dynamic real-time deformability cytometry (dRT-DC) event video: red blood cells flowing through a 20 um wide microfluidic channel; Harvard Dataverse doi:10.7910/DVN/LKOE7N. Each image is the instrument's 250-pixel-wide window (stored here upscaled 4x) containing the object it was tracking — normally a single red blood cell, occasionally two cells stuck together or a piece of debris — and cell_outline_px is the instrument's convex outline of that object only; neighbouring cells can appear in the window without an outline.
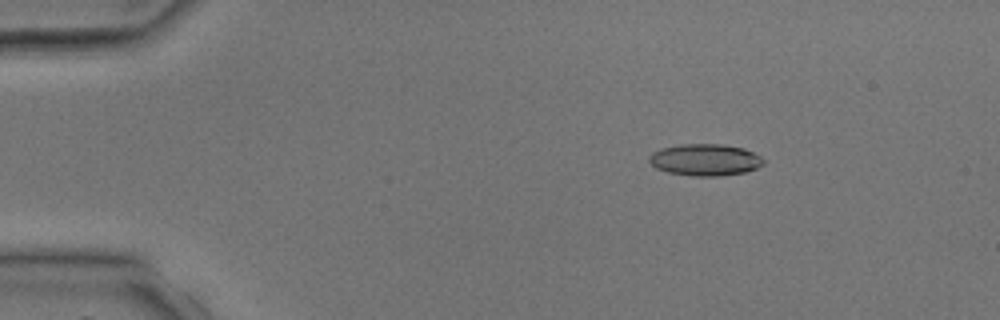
{"species": "common noctule bat (a hibernating species)", "species_latin": "Nyctalus noctula", "temperature_condition": "room temperature", "stored_images_in_passage": 3, "camera_frame_rate_fps": 3000, "um_per_image_px": 0.085, "animal": {"sex": "male", "body_mass_g": 17.9, "forearm_length_mm": 54.2}, "frame": {"image": 1, "passage_image": 1, "time_ms": 0.0, "image_size_px": [1000, 320], "cell_outline_px": [[764, 164], [756, 168], [744, 172], [720, 176], [692, 176], [668, 172], [656, 168], [648, 160], [648, 156], [652, 152], [660, 148], [680, 144], [720, 144], [744, 148], [760, 156], [764, 160]], "centroid_in_image_um": [59.91, 13.58], "position_along_channel_um": 25.1, "area_um2": 21.21}}
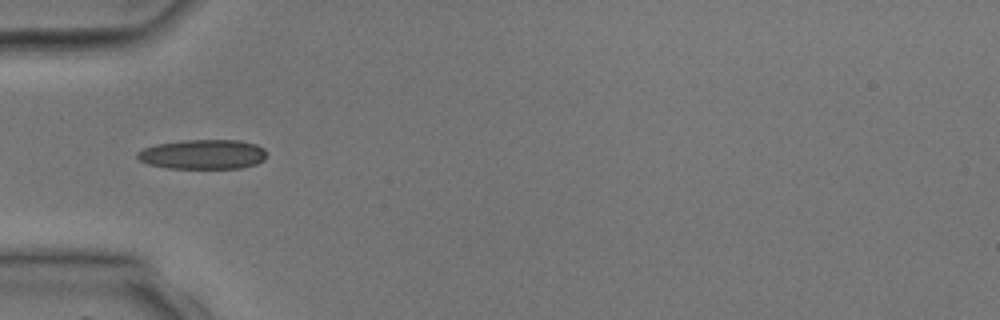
{"frame": {"image": 2, "passage_image": 3, "time_ms": 2.333, "image_size_px": [1000, 320], "cell_outline_px": [[268, 156], [264, 160], [256, 164], [240, 168], [168, 168], [148, 164], [140, 160], [136, 156], [136, 152], [144, 148], [156, 144], [184, 140], [240, 140], [256, 144], [264, 148], [268, 152]], "centroid_in_image_um": [17.29, 13.11], "position_along_channel_um": 67.7, "area_um2": 22.54}}